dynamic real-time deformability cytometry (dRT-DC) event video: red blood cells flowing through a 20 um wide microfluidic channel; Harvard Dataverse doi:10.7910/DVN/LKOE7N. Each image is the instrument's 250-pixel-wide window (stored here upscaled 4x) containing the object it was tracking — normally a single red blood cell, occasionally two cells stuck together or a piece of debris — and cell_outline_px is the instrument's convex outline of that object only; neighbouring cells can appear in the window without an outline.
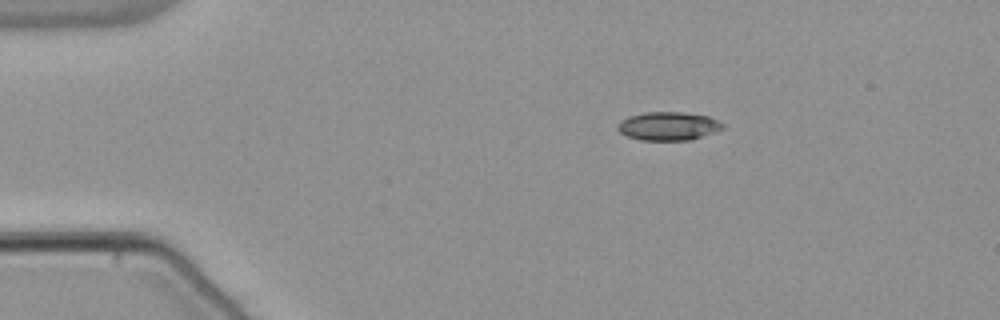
{"species": "common noctule bat (a hibernating species)", "species_latin": "Nyctalus noctula", "temperature_condition": "warm", "stored_images_in_passage": 45, "camera_frame_rate_fps": 3000, "um_per_image_px": 0.085, "animal": {"sex": "male", "body_mass_g": 21.5, "forearm_length_mm": 52.0}, "frame": {"image": 1, "passage_image": 1, "time_ms": 0.0, "image_size_px": [1000, 320], "cell_outline_px": [[724, 128], [692, 140], [640, 140], [628, 136], [620, 132], [616, 128], [616, 124], [620, 120], [628, 116], [644, 112], [684, 112], [708, 116], [724, 124]], "centroid_in_image_um": [56.77, 10.71], "position_along_channel_um": 28.2, "area_um2": 17.51}}
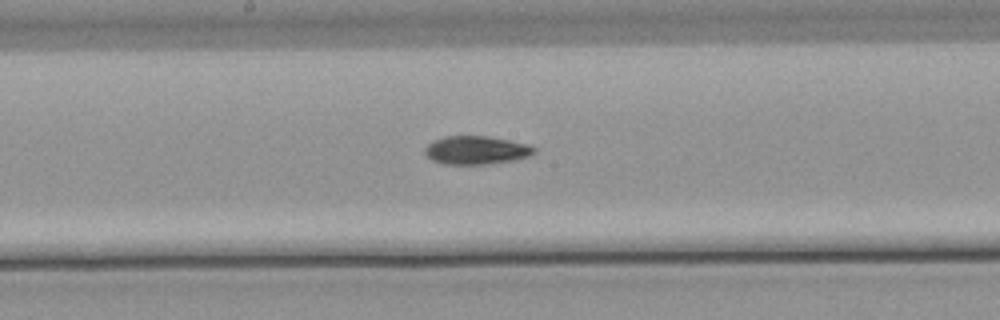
{"frame": {"image": 2, "passage_image": 20, "time_ms": 6.333, "image_size_px": [1000, 320], "cell_outline_px": [[536, 152], [528, 156], [516, 160], [484, 164], [444, 164], [432, 160], [424, 152], [424, 148], [432, 140], [444, 136], [488, 136], [528, 144], [536, 148]], "centroid_in_image_um": [40.47, 12.76], "position_along_channel_um": 207.7, "area_um2": 18.09}}
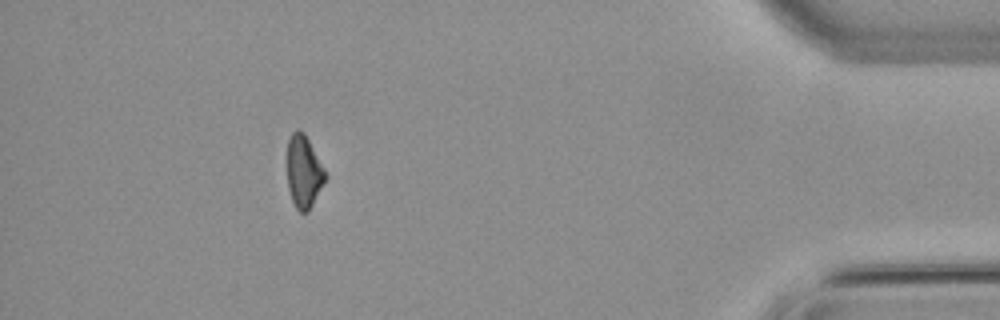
{"frame": {"image": 3, "passage_image": 40, "time_ms": 13.0, "image_size_px": [1000, 320], "cell_outline_px": [[328, 176], [308, 212], [300, 212], [296, 208], [292, 200], [288, 188], [288, 140], [292, 132], [296, 128], [300, 128], [304, 132], [324, 168]], "centroid_in_image_um": [25.83, 14.57], "position_along_channel_um": 409.4, "area_um2": 16.07}, "authors_computed_cell_mechanics": {"area_um2": 17.5134, "velocity_mm_per_s": 3.8432, "shape_relaxation_time_tau1_ms": 5.0592, "shape_relaxation_time_tau2_ms": null, "deformation_change_tau1": 0.1429, "deformation_change_tau2": null}}